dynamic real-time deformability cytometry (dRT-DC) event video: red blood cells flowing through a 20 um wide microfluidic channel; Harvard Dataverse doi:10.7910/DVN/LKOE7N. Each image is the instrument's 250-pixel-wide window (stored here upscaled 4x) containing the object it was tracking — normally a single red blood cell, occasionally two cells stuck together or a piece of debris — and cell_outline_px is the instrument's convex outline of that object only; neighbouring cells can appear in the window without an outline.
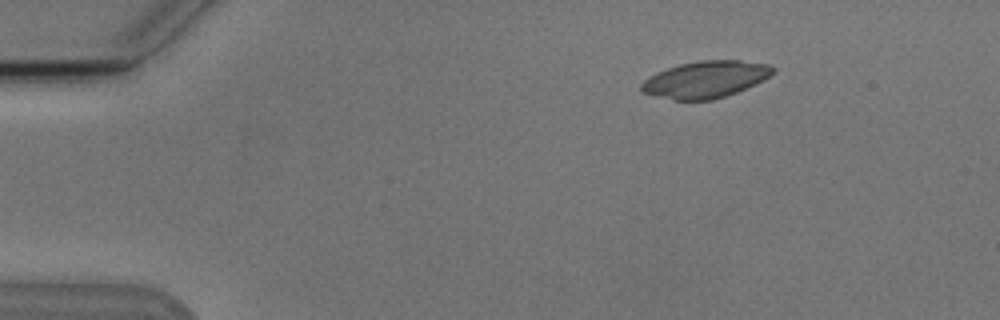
{"species": "Egyptian fruit bat (a non-hibernating species)", "species_latin": "Rousettus aegyptiacus", "temperature_condition": "cold", "stored_images_in_passage": 2, "camera_frame_rate_fps": 3000, "um_per_image_px": 0.085, "animal": {"sex": "male"}, "frame": {"image": 1, "passage_image": 2, "time_ms": 2.333, "image_size_px": [1000, 320], "cell_outline_px": [[776, 72], [764, 80], [756, 84], [736, 92], [712, 100], [672, 100], [640, 92], [640, 84], [644, 80], [656, 72], [680, 64], [700, 60], [740, 60], [768, 64], [776, 68]], "centroid_in_image_um": [59.98, 6.75], "position_along_channel_um": 25.0, "area_um2": 28.38}}